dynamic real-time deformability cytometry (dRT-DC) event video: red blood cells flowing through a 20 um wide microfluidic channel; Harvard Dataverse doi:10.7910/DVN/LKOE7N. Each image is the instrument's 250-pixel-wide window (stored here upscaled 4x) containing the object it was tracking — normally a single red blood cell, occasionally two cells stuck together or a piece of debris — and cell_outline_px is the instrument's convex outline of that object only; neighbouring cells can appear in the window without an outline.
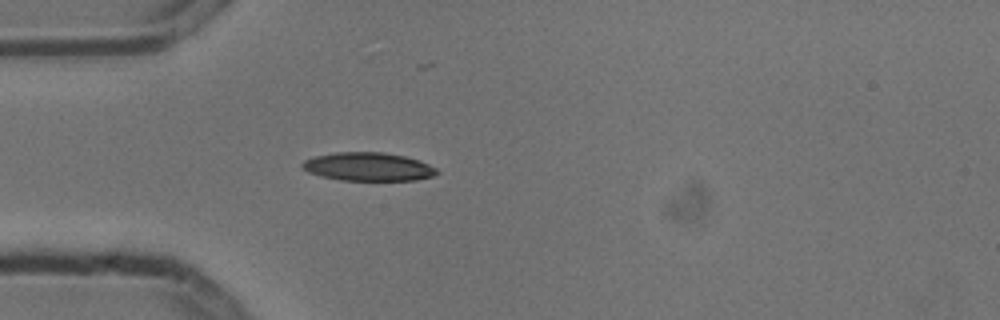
{"species": "common noctule bat (a hibernating species)", "species_latin": "Nyctalus noctula", "temperature_condition": "cold", "stored_images_in_passage": 1, "camera_frame_rate_fps": 3000, "um_per_image_px": 0.085, "animal": {"sex": "male", "body_mass_g": 13.3}, "frame": {"image": 1, "passage_image": 1, "time_ms": 0.0, "image_size_px": [1000, 320], "cell_outline_px": [[440, 172], [432, 176], [416, 180], [340, 180], [320, 176], [308, 172], [300, 164], [304, 160], [316, 156], [336, 152], [384, 152], [404, 156], [420, 160], [436, 168]], "centroid_in_image_um": [31.31, 14.17], "position_along_channel_um": 53.7, "area_um2": 22.25}}